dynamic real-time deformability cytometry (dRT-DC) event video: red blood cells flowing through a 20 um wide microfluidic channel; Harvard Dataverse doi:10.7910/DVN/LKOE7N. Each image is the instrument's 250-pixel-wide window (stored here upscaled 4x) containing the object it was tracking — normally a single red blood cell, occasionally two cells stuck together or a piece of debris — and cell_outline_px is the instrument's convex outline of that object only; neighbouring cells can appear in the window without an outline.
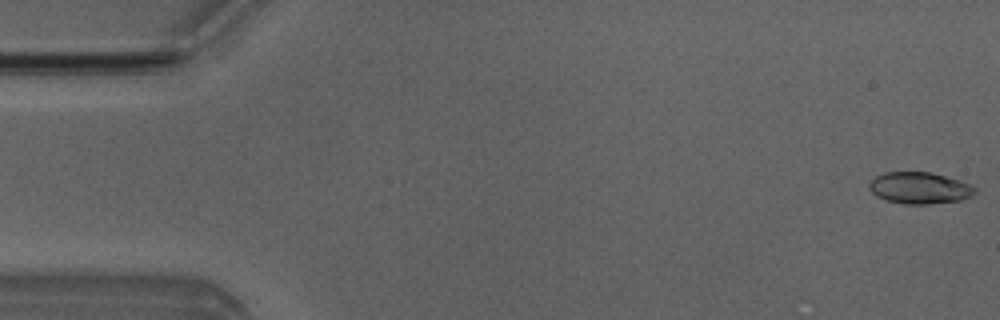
{"species": "Egyptian fruit bat (a non-hibernating species)", "species_latin": "Rousettus aegyptiacus", "temperature_condition": "room temperature", "stored_images_in_passage": 5, "camera_frame_rate_fps": 3000, "um_per_image_px": 0.085, "animal": {"sex": "male"}, "frame": {"image": 1, "passage_image": 1, "time_ms": 0.0, "image_size_px": [1000, 320], "cell_outline_px": [[976, 192], [972, 196], [960, 200], [928, 204], [904, 204], [884, 200], [876, 196], [868, 188], [868, 184], [876, 176], [884, 172], [932, 172], [968, 184], [976, 188]], "centroid_in_image_um": [78.12, 15.98], "position_along_channel_um": 6.9, "area_um2": 19.42}}